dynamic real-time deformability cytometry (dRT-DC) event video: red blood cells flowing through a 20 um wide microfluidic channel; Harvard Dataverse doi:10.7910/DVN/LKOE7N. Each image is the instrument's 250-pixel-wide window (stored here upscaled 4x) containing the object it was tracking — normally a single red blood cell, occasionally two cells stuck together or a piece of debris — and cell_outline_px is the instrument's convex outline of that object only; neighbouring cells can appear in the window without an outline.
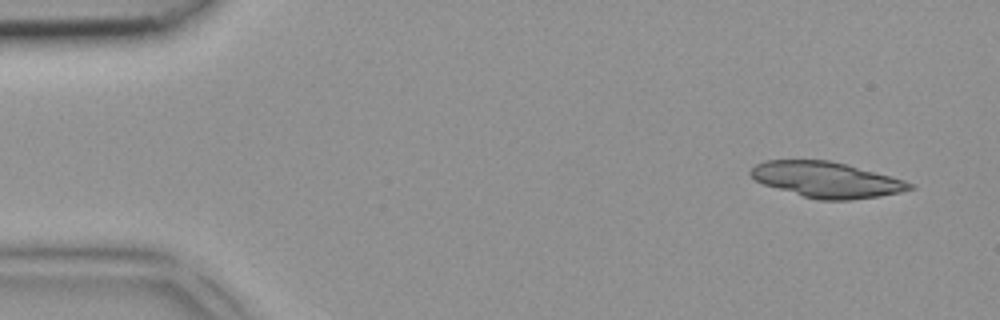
{"species": "common noctule bat (a hibernating species)", "species_latin": "Nyctalus noctula", "temperature_condition": "room temperature", "stored_images_in_passage": 3, "camera_frame_rate_fps": 3000, "um_per_image_px": 0.085, "animal": {"sex": "female", "body_mass_g": 18.4}, "frame": {"image": 1, "passage_image": 1, "time_ms": 0.0, "image_size_px": [1000, 320], "cell_outline_px": [[916, 188], [900, 192], [880, 196], [852, 200], [820, 200], [804, 196], [764, 184], [756, 180], [748, 172], [756, 164], [764, 160], [828, 160], [844, 164], [904, 180], [916, 184]], "centroid_in_image_um": [70.27, 15.28], "position_along_channel_um": 14.7, "area_um2": 32.66}}